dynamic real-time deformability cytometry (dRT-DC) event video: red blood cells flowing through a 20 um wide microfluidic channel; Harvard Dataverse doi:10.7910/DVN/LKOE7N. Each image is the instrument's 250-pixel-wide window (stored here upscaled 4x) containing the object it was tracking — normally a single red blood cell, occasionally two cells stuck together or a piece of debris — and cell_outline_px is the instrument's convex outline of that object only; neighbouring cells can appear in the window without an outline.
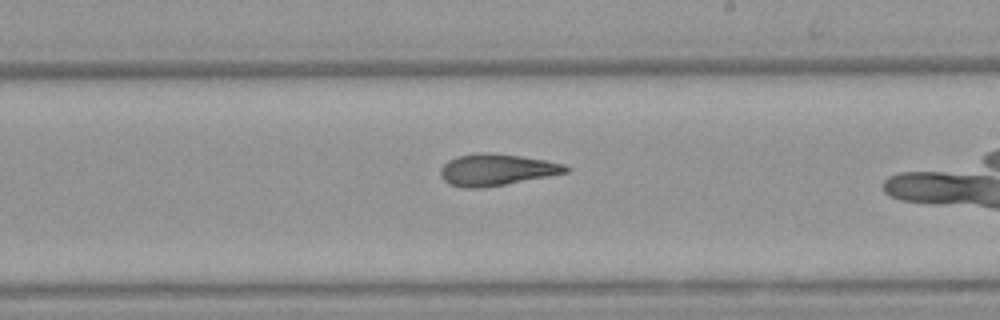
{"species": "Egyptian fruit bat (a non-hibernating species)", "species_latin": "Rousettus aegyptiacus", "temperature_condition": "warm", "stored_images_in_passage": 38, "camera_frame_rate_fps": 3000, "um_per_image_px": 0.085, "animal": {"sex": "female"}, "frame": {"image": 1, "passage_image": 27, "time_ms": 8.667, "image_size_px": [1000, 320], "cell_outline_px": [[572, 168], [568, 172], [548, 176], [504, 184], [480, 188], [464, 188], [448, 184], [440, 176], [440, 168], [448, 160], [460, 156], [480, 152], [488, 152], [520, 156], [544, 160], [564, 164]], "centroid_in_image_um": [42.18, 14.43], "position_along_channel_um": 246.8, "area_um2": 22.95}}
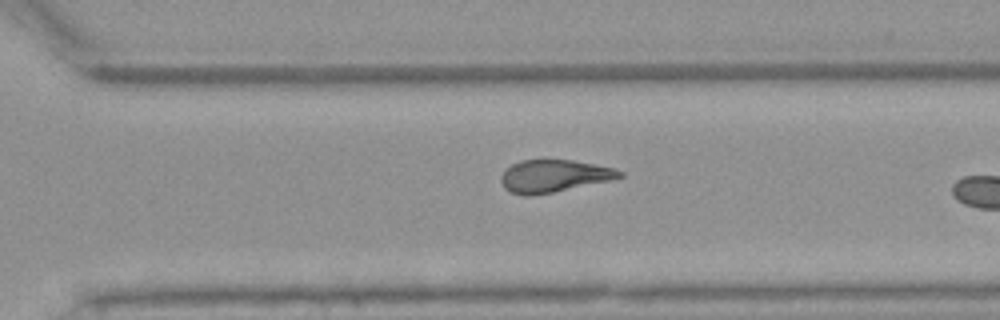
{"frame": {"image": 2, "passage_image": 33, "time_ms": 10.667, "image_size_px": [1000, 320], "cell_outline_px": [[624, 176], [612, 180], [552, 192], [528, 196], [524, 196], [512, 192], [504, 188], [500, 180], [500, 176], [504, 168], [520, 160], [572, 160], [612, 168], [624, 172]], "centroid_in_image_um": [47.04, 14.96], "position_along_channel_um": 323.6, "area_um2": 22.31}}